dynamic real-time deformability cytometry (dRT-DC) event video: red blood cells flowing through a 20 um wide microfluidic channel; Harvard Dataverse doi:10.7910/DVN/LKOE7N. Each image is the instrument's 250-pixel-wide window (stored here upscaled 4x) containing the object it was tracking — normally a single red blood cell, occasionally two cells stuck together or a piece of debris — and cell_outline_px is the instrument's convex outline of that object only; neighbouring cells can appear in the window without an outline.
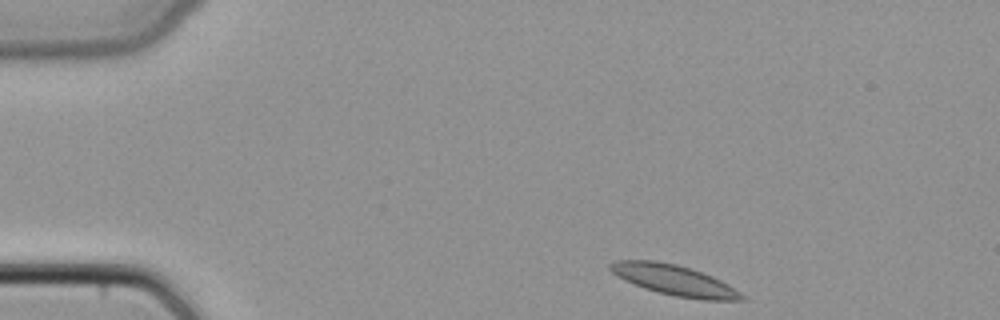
{"species": "common noctule bat (a hibernating species)", "species_latin": "Nyctalus noctula", "temperature_condition": "cold", "stored_images_in_passage": 42, "camera_frame_rate_fps": 3000, "um_per_image_px": 0.085, "animal": {"sex": "female", "body_mass_g": 22.7, "forearm_length_mm": 54.2}, "frame": {"image": 1, "passage_image": 1, "time_ms": 0.0, "image_size_px": [1000, 320], "cell_outline_px": [[748, 300], [704, 300], [672, 296], [644, 288], [624, 280], [616, 276], [608, 268], [608, 264], [612, 260], [656, 260], [676, 264], [712, 276], [728, 284], [748, 296]], "centroid_in_image_um": [57.32, 23.82], "position_along_channel_um": 27.7, "area_um2": 23.58}}
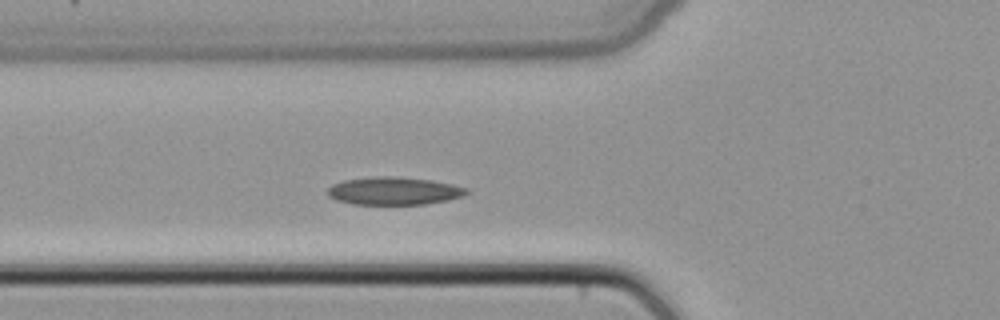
{"frame": {"image": 2, "passage_image": 11, "time_ms": 3.333, "image_size_px": [1000, 320], "cell_outline_px": [[468, 192], [464, 196], [448, 200], [424, 204], [352, 204], [336, 200], [328, 196], [328, 188], [332, 184], [344, 180], [372, 176], [396, 176], [432, 180], [452, 184], [468, 188]], "centroid_in_image_um": [33.48, 16.22], "position_along_channel_um": 92.3, "area_um2": 22.66}}
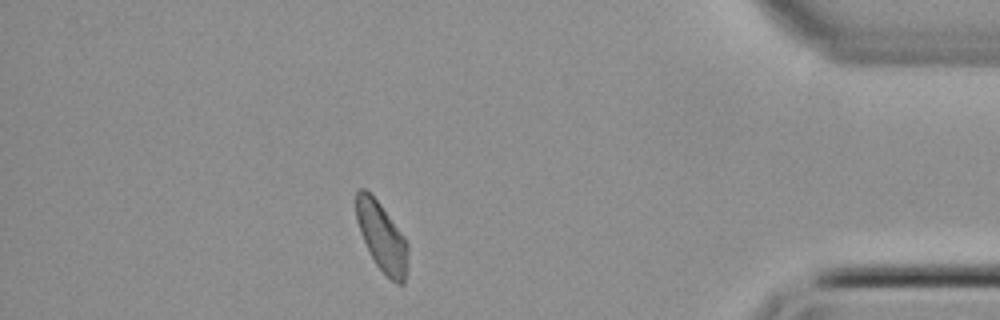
{"frame": {"image": 3, "passage_image": 36, "time_ms": 11.667, "image_size_px": [1000, 320], "cell_outline_px": [[408, 252], [404, 284], [396, 284], [376, 264], [360, 232], [356, 220], [356, 192], [360, 188], [364, 188], [380, 204], [404, 236], [408, 244]], "centroid_in_image_um": [32.46, 20.13], "position_along_channel_um": 402.7, "area_um2": 20.29}}